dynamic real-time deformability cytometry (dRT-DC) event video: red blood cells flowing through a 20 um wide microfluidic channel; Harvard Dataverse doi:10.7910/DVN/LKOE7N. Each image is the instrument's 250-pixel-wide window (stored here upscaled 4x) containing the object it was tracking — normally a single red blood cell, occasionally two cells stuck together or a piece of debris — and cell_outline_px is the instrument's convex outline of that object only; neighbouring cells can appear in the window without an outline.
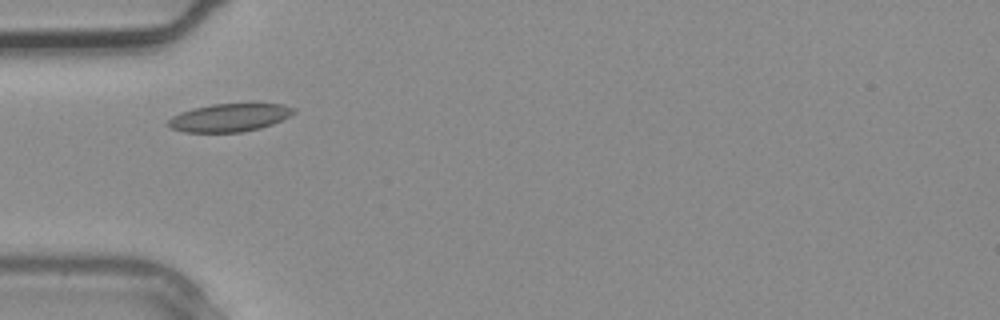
{"species": "common noctule bat (a hibernating species)", "species_latin": "Nyctalus noctula", "temperature_condition": "warm", "stored_images_in_passage": 1, "camera_frame_rate_fps": 3000, "um_per_image_px": 0.085, "animal": {"sex": "male", "body_mass_g": 20.4}, "frame": {"image": 1, "passage_image": 1, "time_ms": 0.0, "image_size_px": [1000, 320], "cell_outline_px": [[296, 112], [272, 124], [260, 128], [240, 132], [184, 132], [172, 128], [164, 124], [172, 116], [180, 112], [212, 104], [284, 104], [296, 108]], "centroid_in_image_um": [19.49, 10.0], "position_along_channel_um": 65.5, "area_um2": 20.35}}